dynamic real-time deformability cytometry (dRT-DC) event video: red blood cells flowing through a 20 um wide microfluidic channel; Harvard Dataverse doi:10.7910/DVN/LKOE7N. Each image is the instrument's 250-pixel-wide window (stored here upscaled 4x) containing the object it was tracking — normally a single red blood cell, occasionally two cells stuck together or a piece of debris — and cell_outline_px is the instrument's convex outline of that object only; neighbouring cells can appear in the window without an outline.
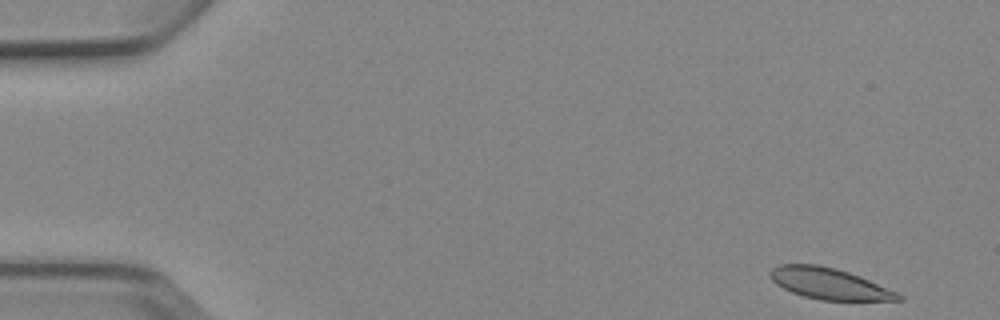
{"species": "Egyptian fruit bat (a non-hibernating species)", "species_latin": "Rousettus aegyptiacus", "temperature_condition": "cold", "stored_images_in_passage": 4, "camera_frame_rate_fps": 3000, "um_per_image_px": 0.085, "animal": {"sex": "female"}, "frame": {"image": 1, "passage_image": 1, "time_ms": 0.0, "image_size_px": [1000, 320], "cell_outline_px": [[904, 300], [820, 300], [804, 296], [792, 292], [776, 284], [772, 280], [768, 272], [772, 268], [780, 264], [816, 264], [836, 268], [860, 276], [896, 292], [904, 296]], "centroid_in_image_um": [70.46, 24.1], "position_along_channel_um": 14.5, "area_um2": 23.12}}